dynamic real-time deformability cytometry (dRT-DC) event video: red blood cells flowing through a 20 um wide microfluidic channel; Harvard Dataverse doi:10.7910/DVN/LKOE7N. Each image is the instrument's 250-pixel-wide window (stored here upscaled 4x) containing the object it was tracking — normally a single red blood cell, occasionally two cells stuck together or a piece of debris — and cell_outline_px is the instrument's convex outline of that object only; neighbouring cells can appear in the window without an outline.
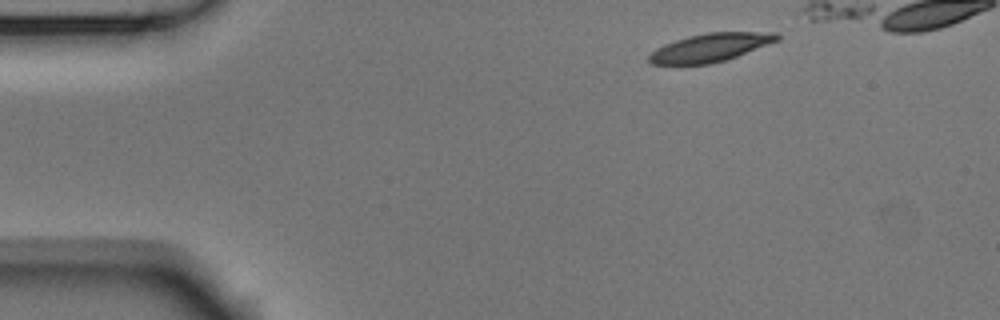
{"species": "Egyptian fruit bat (a non-hibernating species)", "species_latin": "Rousettus aegyptiacus", "temperature_condition": "room temperature", "stored_images_in_passage": 5, "camera_frame_rate_fps": 3000, "um_per_image_px": 0.085, "animal": {"sex": "male"}, "frame": {"image": 1, "passage_image": 1, "time_ms": 0.0, "image_size_px": [1000, 320], "cell_outline_px": [[780, 40], [736, 56], [724, 60], [708, 64], [652, 64], [648, 60], [648, 56], [656, 48], [664, 44], [688, 36], [708, 32], [776, 32], [780, 36]], "centroid_in_image_um": [60.38, 4.03], "position_along_channel_um": 24.6, "area_um2": 20.92}}